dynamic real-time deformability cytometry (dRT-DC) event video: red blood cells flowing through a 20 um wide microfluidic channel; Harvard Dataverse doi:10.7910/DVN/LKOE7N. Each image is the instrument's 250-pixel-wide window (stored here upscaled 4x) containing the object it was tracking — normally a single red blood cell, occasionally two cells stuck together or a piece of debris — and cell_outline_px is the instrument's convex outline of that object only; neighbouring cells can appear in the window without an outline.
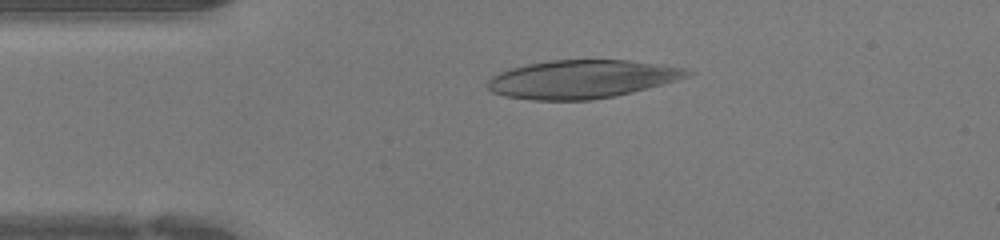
{"species": "human", "species_latin": "Homo sapiens", "temperature_condition": "warm", "stored_images_in_passage": 44, "camera_frame_rate_fps": 3000, "um_per_image_px": 0.085, "donor": {"sex": "female"}, "frame": {"image": 1, "passage_image": 9, "time_ms": 2.667, "image_size_px": [1000, 240], "cell_outline_px": [[696, 72], [688, 76], [676, 80], [632, 92], [612, 96], [588, 100], [532, 100], [504, 96], [492, 92], [488, 88], [488, 80], [492, 76], [500, 72], [512, 68], [528, 64], [548, 60], [628, 60], [684, 68]], "centroid_in_image_um": [49.43, 6.73], "position_along_channel_um": 35.6, "area_um2": 44.16}}
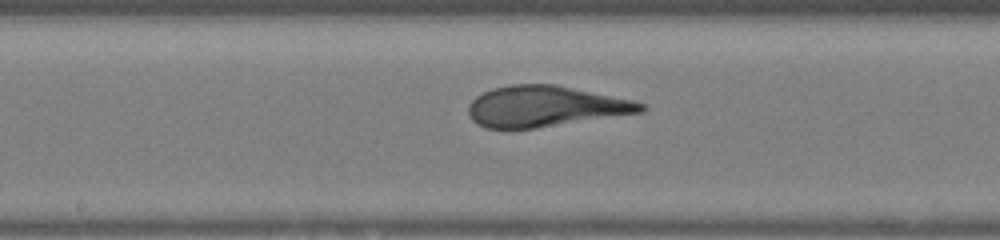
{"frame": {"image": 2, "passage_image": 22, "time_ms": 7.0, "image_size_px": [1000, 240], "cell_outline_px": [[648, 108], [644, 112], [536, 128], [484, 128], [476, 124], [472, 120], [468, 112], [468, 104], [476, 96], [492, 88], [508, 84], [556, 84], [632, 100], [648, 104]], "centroid_in_image_um": [46.35, 9.04], "position_along_channel_um": 201.9, "area_um2": 41.27}}
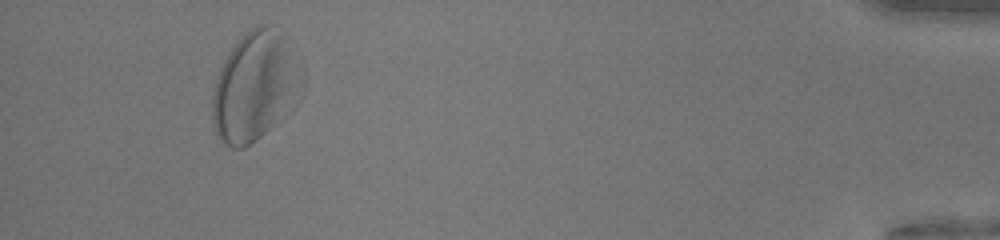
{"frame": {"image": 3, "passage_image": 41, "time_ms": 13.333, "image_size_px": [1000, 240], "cell_outline_px": [[284, 52], [280, 120], [256, 140], [244, 148], [232, 148], [224, 144], [220, 140], [216, 132], [212, 120], [212, 100], [216, 80], [220, 68], [228, 52], [252, 28], [260, 24], [268, 24], [284, 36]], "centroid_in_image_um": [21.21, 7.47], "position_along_channel_um": 414.0, "area_um2": 48.96}}